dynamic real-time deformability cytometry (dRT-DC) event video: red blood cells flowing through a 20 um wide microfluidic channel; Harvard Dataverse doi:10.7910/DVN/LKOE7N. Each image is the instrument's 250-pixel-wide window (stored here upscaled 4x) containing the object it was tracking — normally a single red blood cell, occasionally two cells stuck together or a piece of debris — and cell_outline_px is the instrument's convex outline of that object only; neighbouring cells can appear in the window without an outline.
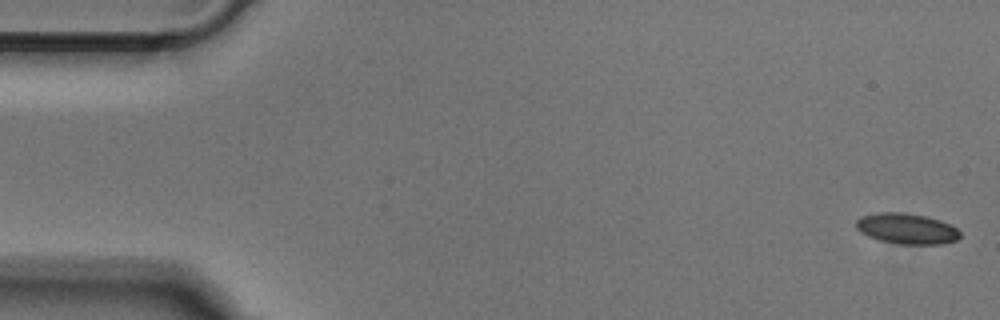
{"species": "Egyptian fruit bat (a non-hibernating species)", "species_latin": "Rousettus aegyptiacus", "temperature_condition": "cold", "stored_images_in_passage": 52, "camera_frame_rate_fps": 3000, "um_per_image_px": 0.085, "animal": {"sex": "male"}, "frame": {"image": 1, "passage_image": 1, "time_ms": 0.0, "image_size_px": [1000, 320], "cell_outline_px": [[960, 236], [956, 240], [940, 244], [900, 244], [880, 240], [868, 236], [860, 232], [856, 228], [856, 220], [860, 216], [880, 212], [904, 212], [924, 216], [940, 220], [956, 228], [960, 232]], "centroid_in_image_um": [77.04, 19.43], "position_along_channel_um": 8.0, "area_um2": 18.5}}
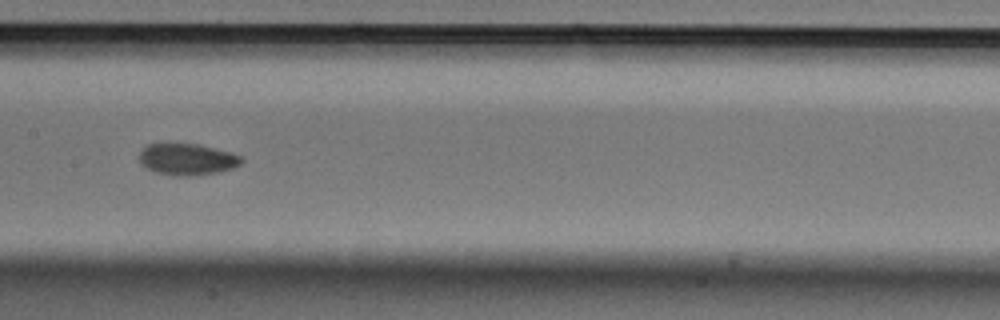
{"frame": {"image": 2, "passage_image": 25, "time_ms": 8.0, "image_size_px": [1000, 320], "cell_outline_px": [[244, 160], [240, 164], [232, 168], [220, 172], [192, 176], [176, 176], [156, 172], [148, 168], [140, 160], [140, 152], [148, 144], [168, 140], [200, 144], [232, 152], [240, 156]], "centroid_in_image_um": [15.92, 13.49], "position_along_channel_um": 191.5, "area_um2": 19.42}}
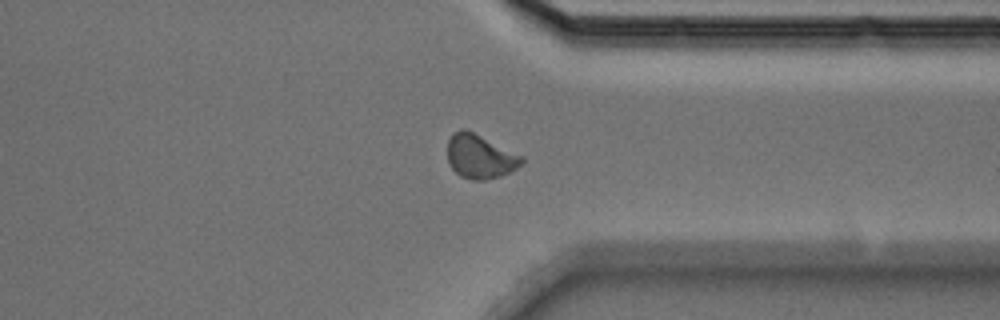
{"frame": {"image": 3, "passage_image": 39, "time_ms": 12.667, "image_size_px": [1000, 320], "cell_outline_px": [[524, 160], [516, 168], [500, 176], [484, 180], [472, 180], [460, 176], [448, 164], [448, 140], [452, 132], [460, 128], [464, 128], [524, 156]], "centroid_in_image_um": [40.77, 13.29], "position_along_channel_um": 370.6, "area_um2": 19.02}}